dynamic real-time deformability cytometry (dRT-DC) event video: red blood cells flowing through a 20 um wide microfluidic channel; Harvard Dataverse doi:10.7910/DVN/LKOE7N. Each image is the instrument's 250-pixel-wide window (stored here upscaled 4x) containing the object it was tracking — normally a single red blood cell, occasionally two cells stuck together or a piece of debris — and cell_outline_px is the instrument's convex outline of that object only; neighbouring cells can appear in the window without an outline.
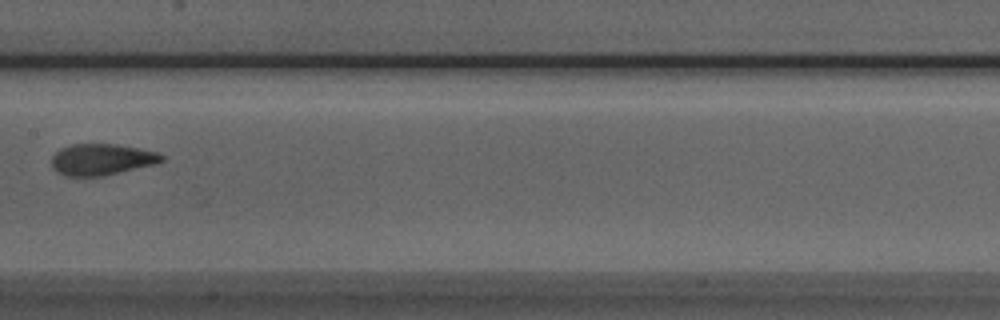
{"species": "Egyptian fruit bat (a non-hibernating species)", "species_latin": "Rousettus aegyptiacus", "temperature_condition": "room temperature", "stored_images_in_passage": 5, "camera_frame_rate_fps": 3000, "um_per_image_px": 0.085, "animal": {"sex": "male"}, "frame": {"image": 1, "passage_image": 5, "time_ms": 5.333, "image_size_px": [1000, 320], "cell_outline_px": [[164, 160], [156, 164], [104, 176], [64, 176], [56, 172], [52, 168], [52, 156], [60, 148], [72, 144], [116, 144], [160, 152], [164, 156]], "centroid_in_image_um": [8.65, 13.56], "position_along_channel_um": 198.8, "area_um2": 20.35}}